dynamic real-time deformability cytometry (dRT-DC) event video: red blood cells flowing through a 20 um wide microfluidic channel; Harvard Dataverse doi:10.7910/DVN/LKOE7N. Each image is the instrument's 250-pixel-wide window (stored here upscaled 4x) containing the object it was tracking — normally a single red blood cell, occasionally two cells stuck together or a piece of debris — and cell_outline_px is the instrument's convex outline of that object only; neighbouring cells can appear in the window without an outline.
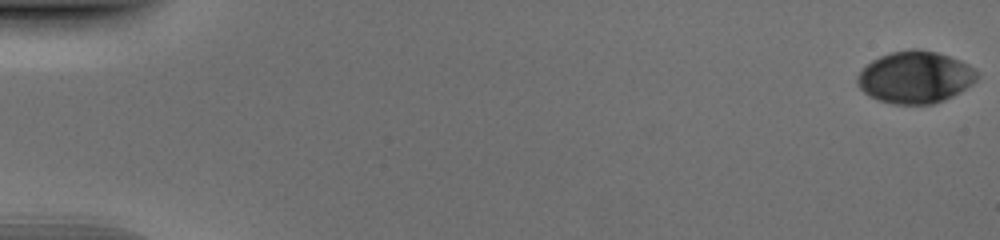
{"species": "human", "species_latin": "Homo sapiens", "temperature_condition": "cold", "stored_images_in_passage": 53, "camera_frame_rate_fps": 3000, "um_per_image_px": 0.085, "donor": {"sex": "male"}, "frame": {"image": 1, "passage_image": 1, "time_ms": 0.0, "image_size_px": [1000, 240], "cell_outline_px": [[980, 76], [972, 84], [960, 92], [944, 100], [932, 104], [892, 104], [868, 96], [856, 84], [856, 76], [872, 60], [880, 56], [892, 52], [912, 48], [916, 48], [936, 52], [960, 60], [968, 64]], "centroid_in_image_um": [77.78, 6.57], "position_along_channel_um": 7.2, "area_um2": 36.3}}
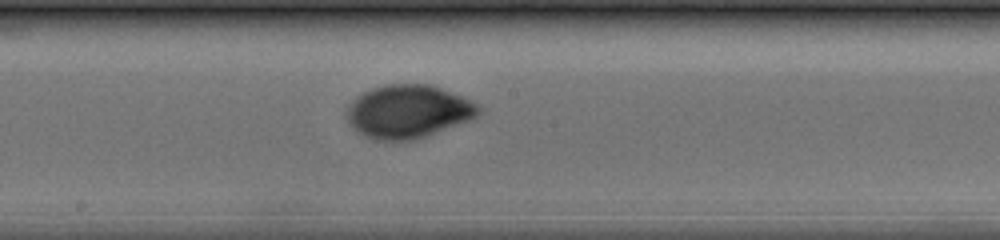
{"frame": {"image": 2, "passage_image": 30, "time_ms": 9.667, "image_size_px": [1000, 240], "cell_outline_px": [[480, 112], [476, 116], [468, 120], [428, 136], [416, 140], [376, 140], [364, 136], [352, 128], [348, 120], [348, 104], [356, 96], [372, 88], [388, 84], [432, 84], [480, 104]], "centroid_in_image_um": [34.69, 9.48], "position_along_channel_um": 213.5, "area_um2": 40.86}}
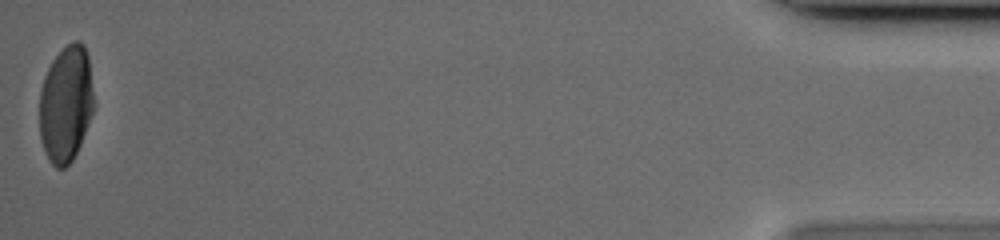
{"frame": {"image": 3, "passage_image": 53, "time_ms": 17.333, "image_size_px": [1000, 240], "cell_outline_px": [[96, 104], [80, 144], [72, 160], [64, 168], [56, 168], [48, 160], [40, 136], [40, 92], [44, 76], [52, 60], [72, 40], [80, 40], [84, 44], [88, 56]], "centroid_in_image_um": [5.63, 8.81], "position_along_channel_um": 429.6, "area_um2": 37.17}}